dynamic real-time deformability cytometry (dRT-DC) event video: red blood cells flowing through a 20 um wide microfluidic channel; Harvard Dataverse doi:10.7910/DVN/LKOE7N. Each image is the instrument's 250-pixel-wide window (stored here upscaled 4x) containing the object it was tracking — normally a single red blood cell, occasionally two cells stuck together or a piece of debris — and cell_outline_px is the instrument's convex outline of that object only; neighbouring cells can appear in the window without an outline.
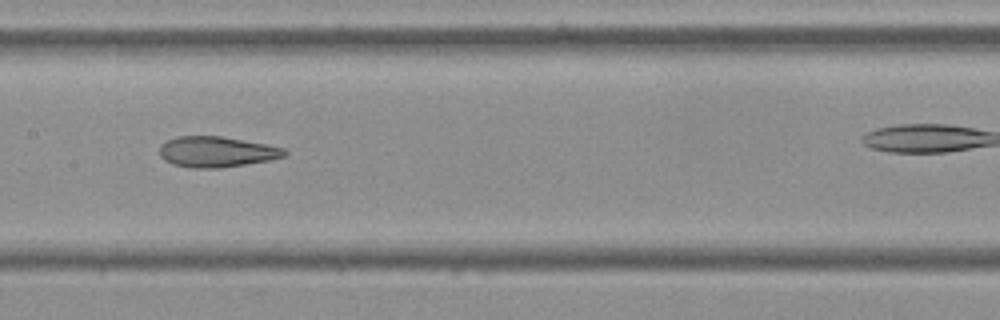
{"species": "Egyptian fruit bat (a non-hibernating species)", "species_latin": "Rousettus aegyptiacus", "temperature_condition": "cold", "stored_images_in_passage": 11, "camera_frame_rate_fps": 3000, "um_per_image_px": 0.085, "frame": {"image": 1, "passage_image": 7, "time_ms": 2.0, "image_size_px": [1000, 320], "cell_outline_px": [[288, 152], [284, 156], [268, 160], [220, 168], [188, 168], [172, 164], [164, 160], [160, 156], [160, 144], [176, 136], [220, 136], [264, 144], [284, 148]], "centroid_in_image_um": [18.35, 12.91], "position_along_channel_um": 189.0, "area_um2": 22.2}}
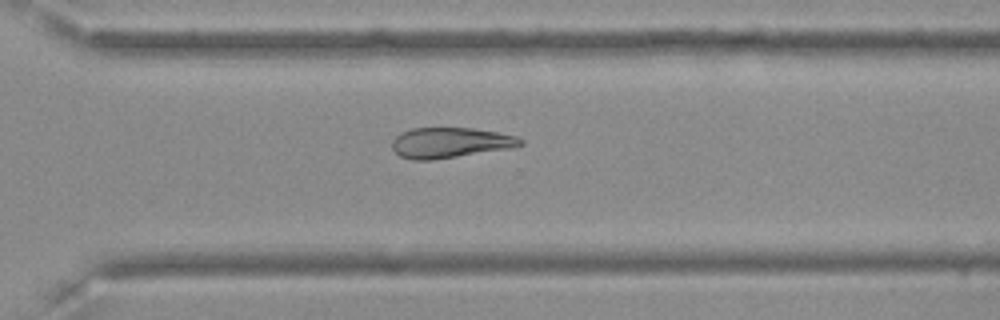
{"frame": {"image": 2, "passage_image": 11, "time_ms": 3.333, "image_size_px": [1000, 320], "cell_outline_px": [[524, 144], [512, 148], [432, 160], [412, 160], [400, 156], [392, 148], [392, 140], [400, 132], [412, 128], [472, 128], [496, 132], [516, 136], [524, 140]], "centroid_in_image_um": [38.26, 12.13], "position_along_channel_um": 332.3, "area_um2": 22.77}}